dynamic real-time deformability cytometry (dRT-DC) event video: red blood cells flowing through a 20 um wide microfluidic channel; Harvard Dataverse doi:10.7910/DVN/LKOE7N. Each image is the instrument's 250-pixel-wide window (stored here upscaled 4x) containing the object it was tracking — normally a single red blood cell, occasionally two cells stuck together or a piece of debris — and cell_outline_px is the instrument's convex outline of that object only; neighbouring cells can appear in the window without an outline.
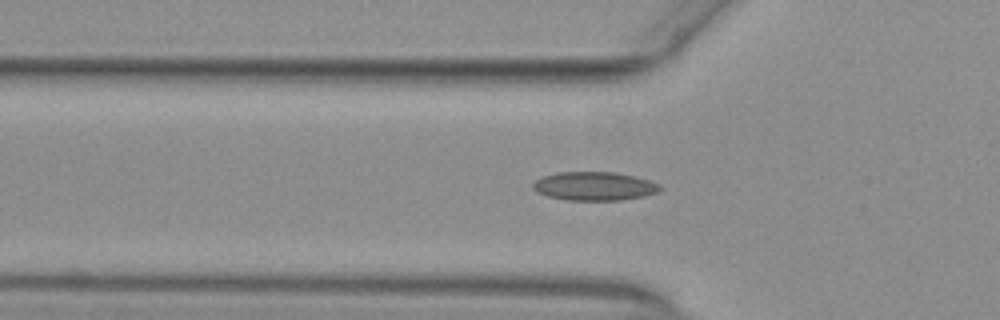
{"species": "common noctule bat (a hibernating species)", "species_latin": "Nyctalus noctula", "temperature_condition": "warm", "stored_images_in_passage": 43, "camera_frame_rate_fps": 3000, "um_per_image_px": 0.085, "animal": {"sex": "female", "body_mass_g": 29.2, "forearm_length_mm": 56.3}, "frame": {"image": 1, "passage_image": 7, "time_ms": 2.0, "image_size_px": [1000, 320], "cell_outline_px": [[660, 192], [644, 196], [620, 200], [568, 200], [548, 196], [536, 192], [532, 188], [532, 184], [536, 180], [544, 176], [556, 172], [616, 172], [636, 176], [660, 184]], "centroid_in_image_um": [50.53, 15.82], "position_along_channel_um": 75.3, "area_um2": 21.27}}
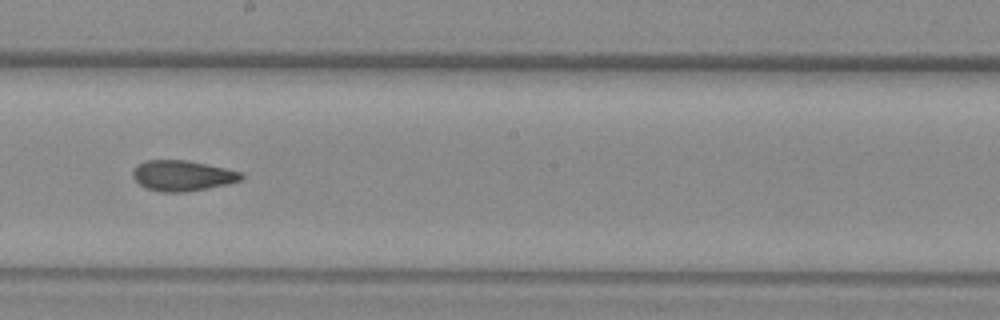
{"frame": {"image": 2, "passage_image": 19, "time_ms": 6.0, "image_size_px": [1000, 320], "cell_outline_px": [[244, 176], [240, 180], [228, 184], [188, 192], [160, 192], [148, 188], [140, 184], [132, 176], [132, 172], [136, 164], [144, 160], [188, 160], [224, 168], [240, 172]], "centroid_in_image_um": [15.47, 14.93], "position_along_channel_um": 232.7, "area_um2": 19.31}}
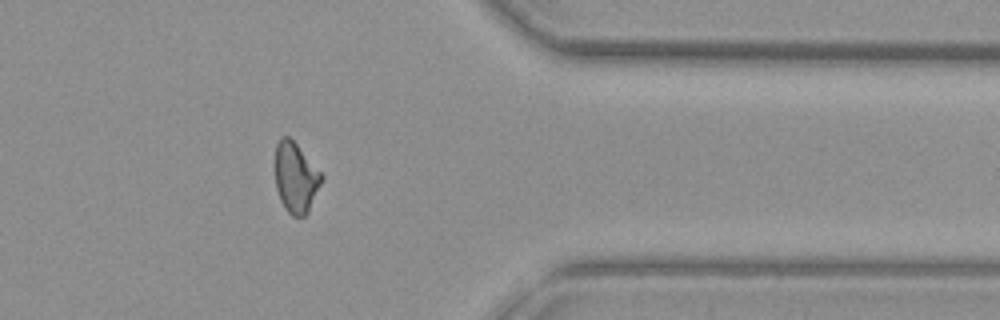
{"frame": {"image": 3, "passage_image": 32, "time_ms": 10.333, "image_size_px": [1000, 320], "cell_outline_px": [[324, 176], [308, 212], [304, 216], [292, 216], [284, 208], [280, 200], [276, 188], [272, 164], [276, 144], [280, 136], [288, 136], [296, 144]], "centroid_in_image_um": [25.07, 15.07], "position_along_channel_um": 386.3, "area_um2": 19.36}, "authors_computed_cell_mechanics": {"area_um2": 19.4786, "velocity_mm_per_s": 3.9184, "shape_relaxation_time_tau1_ms": null, "shape_relaxation_time_tau2_ms": 2.5458, "deformation_change_tau1": null, "deformation_change_tau2": 0.0924}}